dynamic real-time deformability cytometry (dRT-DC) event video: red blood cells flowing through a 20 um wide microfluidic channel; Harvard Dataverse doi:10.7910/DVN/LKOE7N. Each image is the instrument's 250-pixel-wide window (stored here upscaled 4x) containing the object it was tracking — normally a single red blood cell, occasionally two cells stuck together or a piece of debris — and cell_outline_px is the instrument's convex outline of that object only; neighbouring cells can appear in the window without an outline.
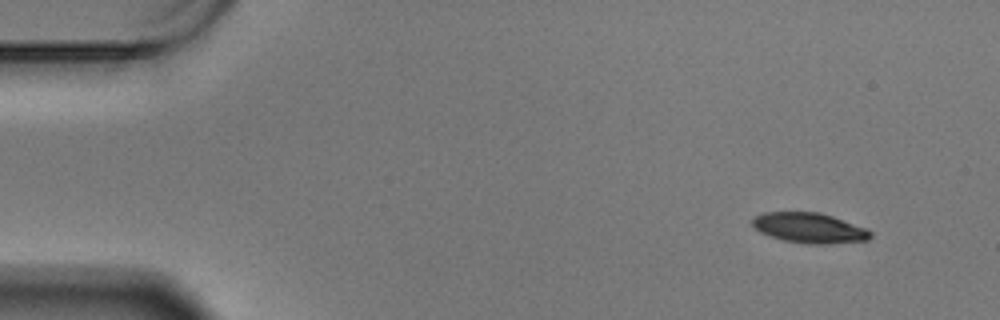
{"species": "Egyptian fruit bat (a non-hibernating species)", "species_latin": "Rousettus aegyptiacus", "temperature_condition": "warm", "stored_images_in_passage": 55, "camera_frame_rate_fps": 3000, "um_per_image_px": 0.085, "animal": {"sex": "male"}, "frame": {"image": 1, "passage_image": 1, "time_ms": 0.0, "image_size_px": [1000, 320], "cell_outline_px": [[872, 236], [868, 240], [824, 244], [812, 244], [784, 240], [760, 232], [752, 224], [752, 220], [756, 216], [764, 212], [820, 212], [832, 216], [864, 228], [872, 232]], "centroid_in_image_um": [68.79, 19.37], "position_along_channel_um": 16.2, "area_um2": 20.4}}
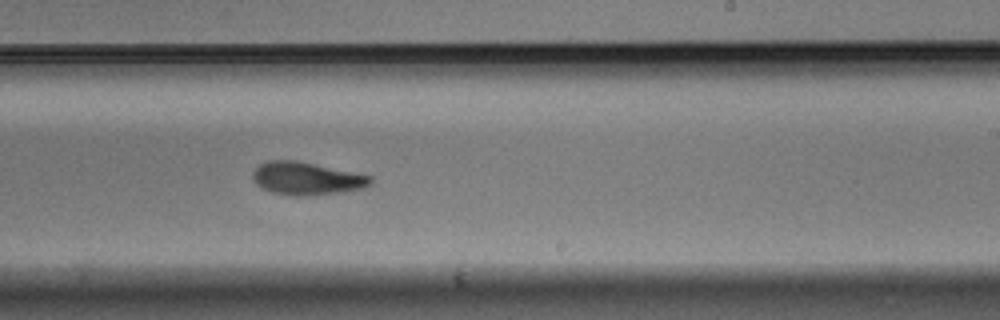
{"frame": {"image": 2, "passage_image": 32, "time_ms": 10.333, "image_size_px": [1000, 320], "cell_outline_px": [[372, 184], [364, 188], [336, 192], [272, 192], [256, 184], [252, 176], [252, 172], [260, 164], [268, 160], [296, 160], [372, 176]], "centroid_in_image_um": [26.06, 15.1], "position_along_channel_um": 262.9, "area_um2": 21.21}}
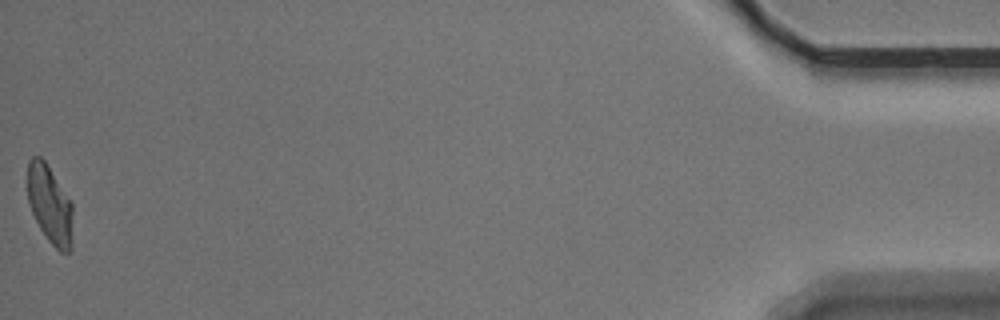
{"frame": {"image": 3, "passage_image": 55, "time_ms": 18.0, "image_size_px": [1000, 320], "cell_outline_px": [[72, 248], [68, 252], [60, 252], [48, 240], [40, 228], [28, 204], [28, 160], [32, 156], [40, 156], [44, 160], [72, 204]], "centroid_in_image_um": [4.23, 17.41], "position_along_channel_um": 431.0, "area_um2": 20.4}, "authors_computed_cell_mechanics": {"area_um2": 22.3108, "velocity_mm_per_s": 3.4326, "shape_relaxation_time_tau1_ms": 4.0718, "shape_relaxation_time_tau2_ms": 3.8323, "deformation_change_tau1": 0.1779, "deformation_change_tau2": 0.104}}